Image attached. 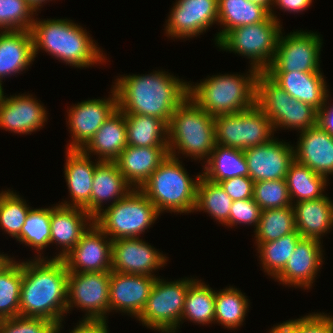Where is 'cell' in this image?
I'll return each instance as SVG.
<instances>
[{
    "instance_id": "obj_41",
    "label": "cell",
    "mask_w": 333,
    "mask_h": 333,
    "mask_svg": "<svg viewBox=\"0 0 333 333\" xmlns=\"http://www.w3.org/2000/svg\"><path fill=\"white\" fill-rule=\"evenodd\" d=\"M51 208L30 209L25 223L21 229V236L17 240L27 246L40 251L50 245V226Z\"/></svg>"
},
{
    "instance_id": "obj_46",
    "label": "cell",
    "mask_w": 333,
    "mask_h": 333,
    "mask_svg": "<svg viewBox=\"0 0 333 333\" xmlns=\"http://www.w3.org/2000/svg\"><path fill=\"white\" fill-rule=\"evenodd\" d=\"M261 215L260 206L253 198L233 201L229 213V221L226 226H235L237 224L254 225L255 230L258 227Z\"/></svg>"
},
{
    "instance_id": "obj_49",
    "label": "cell",
    "mask_w": 333,
    "mask_h": 333,
    "mask_svg": "<svg viewBox=\"0 0 333 333\" xmlns=\"http://www.w3.org/2000/svg\"><path fill=\"white\" fill-rule=\"evenodd\" d=\"M106 320H81L70 333H109Z\"/></svg>"
},
{
    "instance_id": "obj_5",
    "label": "cell",
    "mask_w": 333,
    "mask_h": 333,
    "mask_svg": "<svg viewBox=\"0 0 333 333\" xmlns=\"http://www.w3.org/2000/svg\"><path fill=\"white\" fill-rule=\"evenodd\" d=\"M215 144L214 117L187 97L168 123L169 155L177 158L176 153H181L194 160H207Z\"/></svg>"
},
{
    "instance_id": "obj_43",
    "label": "cell",
    "mask_w": 333,
    "mask_h": 333,
    "mask_svg": "<svg viewBox=\"0 0 333 333\" xmlns=\"http://www.w3.org/2000/svg\"><path fill=\"white\" fill-rule=\"evenodd\" d=\"M34 12L26 0H0V30L30 31Z\"/></svg>"
},
{
    "instance_id": "obj_37",
    "label": "cell",
    "mask_w": 333,
    "mask_h": 333,
    "mask_svg": "<svg viewBox=\"0 0 333 333\" xmlns=\"http://www.w3.org/2000/svg\"><path fill=\"white\" fill-rule=\"evenodd\" d=\"M235 287L215 291V321L227 329L240 327L248 310V299Z\"/></svg>"
},
{
    "instance_id": "obj_33",
    "label": "cell",
    "mask_w": 333,
    "mask_h": 333,
    "mask_svg": "<svg viewBox=\"0 0 333 333\" xmlns=\"http://www.w3.org/2000/svg\"><path fill=\"white\" fill-rule=\"evenodd\" d=\"M127 145L134 147H168V125L161 119L125 114Z\"/></svg>"
},
{
    "instance_id": "obj_29",
    "label": "cell",
    "mask_w": 333,
    "mask_h": 333,
    "mask_svg": "<svg viewBox=\"0 0 333 333\" xmlns=\"http://www.w3.org/2000/svg\"><path fill=\"white\" fill-rule=\"evenodd\" d=\"M126 147L125 114L117 108L81 150L99 155L100 161H114Z\"/></svg>"
},
{
    "instance_id": "obj_13",
    "label": "cell",
    "mask_w": 333,
    "mask_h": 333,
    "mask_svg": "<svg viewBox=\"0 0 333 333\" xmlns=\"http://www.w3.org/2000/svg\"><path fill=\"white\" fill-rule=\"evenodd\" d=\"M111 272H69L67 313L73 307L85 310L84 320H107L110 312Z\"/></svg>"
},
{
    "instance_id": "obj_26",
    "label": "cell",
    "mask_w": 333,
    "mask_h": 333,
    "mask_svg": "<svg viewBox=\"0 0 333 333\" xmlns=\"http://www.w3.org/2000/svg\"><path fill=\"white\" fill-rule=\"evenodd\" d=\"M265 73L292 98L312 106L317 111L323 106L329 92L321 71Z\"/></svg>"
},
{
    "instance_id": "obj_55",
    "label": "cell",
    "mask_w": 333,
    "mask_h": 333,
    "mask_svg": "<svg viewBox=\"0 0 333 333\" xmlns=\"http://www.w3.org/2000/svg\"><path fill=\"white\" fill-rule=\"evenodd\" d=\"M12 258H9L7 254L0 253V269H2Z\"/></svg>"
},
{
    "instance_id": "obj_28",
    "label": "cell",
    "mask_w": 333,
    "mask_h": 333,
    "mask_svg": "<svg viewBox=\"0 0 333 333\" xmlns=\"http://www.w3.org/2000/svg\"><path fill=\"white\" fill-rule=\"evenodd\" d=\"M133 187L126 181L114 161H100L95 167L91 191V216L102 210V203L111 200L110 205L125 197Z\"/></svg>"
},
{
    "instance_id": "obj_23",
    "label": "cell",
    "mask_w": 333,
    "mask_h": 333,
    "mask_svg": "<svg viewBox=\"0 0 333 333\" xmlns=\"http://www.w3.org/2000/svg\"><path fill=\"white\" fill-rule=\"evenodd\" d=\"M66 154L64 175L72 201H64L61 205L82 208L91 215L93 176L100 160L90 161V156L81 149H67Z\"/></svg>"
},
{
    "instance_id": "obj_51",
    "label": "cell",
    "mask_w": 333,
    "mask_h": 333,
    "mask_svg": "<svg viewBox=\"0 0 333 333\" xmlns=\"http://www.w3.org/2000/svg\"><path fill=\"white\" fill-rule=\"evenodd\" d=\"M312 0H273L272 4L279 6V8L288 12H300L305 9L308 10Z\"/></svg>"
},
{
    "instance_id": "obj_8",
    "label": "cell",
    "mask_w": 333,
    "mask_h": 333,
    "mask_svg": "<svg viewBox=\"0 0 333 333\" xmlns=\"http://www.w3.org/2000/svg\"><path fill=\"white\" fill-rule=\"evenodd\" d=\"M255 104L270 119L273 129L284 127L304 131L317 125L318 111L292 98L265 72L256 77Z\"/></svg>"
},
{
    "instance_id": "obj_35",
    "label": "cell",
    "mask_w": 333,
    "mask_h": 333,
    "mask_svg": "<svg viewBox=\"0 0 333 333\" xmlns=\"http://www.w3.org/2000/svg\"><path fill=\"white\" fill-rule=\"evenodd\" d=\"M188 319L193 323L209 324L215 319V290L195 279L188 287L182 320Z\"/></svg>"
},
{
    "instance_id": "obj_24",
    "label": "cell",
    "mask_w": 333,
    "mask_h": 333,
    "mask_svg": "<svg viewBox=\"0 0 333 333\" xmlns=\"http://www.w3.org/2000/svg\"><path fill=\"white\" fill-rule=\"evenodd\" d=\"M297 148H294L295 160L322 176L333 174V136H330L318 124L299 132Z\"/></svg>"
},
{
    "instance_id": "obj_54",
    "label": "cell",
    "mask_w": 333,
    "mask_h": 333,
    "mask_svg": "<svg viewBox=\"0 0 333 333\" xmlns=\"http://www.w3.org/2000/svg\"><path fill=\"white\" fill-rule=\"evenodd\" d=\"M33 8L34 10L37 12V10L39 9V7L42 6V4H44L45 2L49 1V0H26ZM51 1V0H50ZM44 2V3H43Z\"/></svg>"
},
{
    "instance_id": "obj_2",
    "label": "cell",
    "mask_w": 333,
    "mask_h": 333,
    "mask_svg": "<svg viewBox=\"0 0 333 333\" xmlns=\"http://www.w3.org/2000/svg\"><path fill=\"white\" fill-rule=\"evenodd\" d=\"M189 82L153 71L146 75H126L116 79L118 109L124 114L154 116L167 125L176 108L188 97Z\"/></svg>"
},
{
    "instance_id": "obj_40",
    "label": "cell",
    "mask_w": 333,
    "mask_h": 333,
    "mask_svg": "<svg viewBox=\"0 0 333 333\" xmlns=\"http://www.w3.org/2000/svg\"><path fill=\"white\" fill-rule=\"evenodd\" d=\"M296 230L293 206L261 210L258 227L254 231L255 243L277 240Z\"/></svg>"
},
{
    "instance_id": "obj_16",
    "label": "cell",
    "mask_w": 333,
    "mask_h": 333,
    "mask_svg": "<svg viewBox=\"0 0 333 333\" xmlns=\"http://www.w3.org/2000/svg\"><path fill=\"white\" fill-rule=\"evenodd\" d=\"M111 93V97L107 99H89L71 106L67 113L73 141L67 149H82L118 108L114 88Z\"/></svg>"
},
{
    "instance_id": "obj_42",
    "label": "cell",
    "mask_w": 333,
    "mask_h": 333,
    "mask_svg": "<svg viewBox=\"0 0 333 333\" xmlns=\"http://www.w3.org/2000/svg\"><path fill=\"white\" fill-rule=\"evenodd\" d=\"M30 209L26 201L16 192L9 189L2 191L0 193V227L2 230L18 240Z\"/></svg>"
},
{
    "instance_id": "obj_3",
    "label": "cell",
    "mask_w": 333,
    "mask_h": 333,
    "mask_svg": "<svg viewBox=\"0 0 333 333\" xmlns=\"http://www.w3.org/2000/svg\"><path fill=\"white\" fill-rule=\"evenodd\" d=\"M68 19L34 20L31 28L34 57L44 50L66 65L86 68L106 59L86 29Z\"/></svg>"
},
{
    "instance_id": "obj_4",
    "label": "cell",
    "mask_w": 333,
    "mask_h": 333,
    "mask_svg": "<svg viewBox=\"0 0 333 333\" xmlns=\"http://www.w3.org/2000/svg\"><path fill=\"white\" fill-rule=\"evenodd\" d=\"M248 71L247 77L245 74H218L196 83V86L189 83L188 97L212 117L248 110L255 105L259 73L253 67Z\"/></svg>"
},
{
    "instance_id": "obj_20",
    "label": "cell",
    "mask_w": 333,
    "mask_h": 333,
    "mask_svg": "<svg viewBox=\"0 0 333 333\" xmlns=\"http://www.w3.org/2000/svg\"><path fill=\"white\" fill-rule=\"evenodd\" d=\"M156 278V276L124 274L111 271L110 311L119 310L137 318L150 296Z\"/></svg>"
},
{
    "instance_id": "obj_21",
    "label": "cell",
    "mask_w": 333,
    "mask_h": 333,
    "mask_svg": "<svg viewBox=\"0 0 333 333\" xmlns=\"http://www.w3.org/2000/svg\"><path fill=\"white\" fill-rule=\"evenodd\" d=\"M321 241L302 237L284 269L274 278L284 285L310 289L323 262Z\"/></svg>"
},
{
    "instance_id": "obj_45",
    "label": "cell",
    "mask_w": 333,
    "mask_h": 333,
    "mask_svg": "<svg viewBox=\"0 0 333 333\" xmlns=\"http://www.w3.org/2000/svg\"><path fill=\"white\" fill-rule=\"evenodd\" d=\"M61 324L44 318L18 316L1 319L0 333H60Z\"/></svg>"
},
{
    "instance_id": "obj_25",
    "label": "cell",
    "mask_w": 333,
    "mask_h": 333,
    "mask_svg": "<svg viewBox=\"0 0 333 333\" xmlns=\"http://www.w3.org/2000/svg\"><path fill=\"white\" fill-rule=\"evenodd\" d=\"M168 156V147L127 145L114 162L126 181L139 189Z\"/></svg>"
},
{
    "instance_id": "obj_15",
    "label": "cell",
    "mask_w": 333,
    "mask_h": 333,
    "mask_svg": "<svg viewBox=\"0 0 333 333\" xmlns=\"http://www.w3.org/2000/svg\"><path fill=\"white\" fill-rule=\"evenodd\" d=\"M175 4L166 22L167 36L191 38L218 23V0H178Z\"/></svg>"
},
{
    "instance_id": "obj_22",
    "label": "cell",
    "mask_w": 333,
    "mask_h": 333,
    "mask_svg": "<svg viewBox=\"0 0 333 333\" xmlns=\"http://www.w3.org/2000/svg\"><path fill=\"white\" fill-rule=\"evenodd\" d=\"M93 222L94 218L82 208L61 204L52 206L50 244L58 243L62 247V252L54 256V259H63Z\"/></svg>"
},
{
    "instance_id": "obj_34",
    "label": "cell",
    "mask_w": 333,
    "mask_h": 333,
    "mask_svg": "<svg viewBox=\"0 0 333 333\" xmlns=\"http://www.w3.org/2000/svg\"><path fill=\"white\" fill-rule=\"evenodd\" d=\"M327 179L294 160L290 164L285 177L291 201L295 197L296 202L324 197L325 195L322 192L326 189Z\"/></svg>"
},
{
    "instance_id": "obj_53",
    "label": "cell",
    "mask_w": 333,
    "mask_h": 333,
    "mask_svg": "<svg viewBox=\"0 0 333 333\" xmlns=\"http://www.w3.org/2000/svg\"><path fill=\"white\" fill-rule=\"evenodd\" d=\"M250 2H252L253 4H256V5H259V6H263L265 7L269 12H270V15L275 19V20H279L277 19V16L275 15V13L273 12V9H272V2L273 0H248Z\"/></svg>"
},
{
    "instance_id": "obj_7",
    "label": "cell",
    "mask_w": 333,
    "mask_h": 333,
    "mask_svg": "<svg viewBox=\"0 0 333 333\" xmlns=\"http://www.w3.org/2000/svg\"><path fill=\"white\" fill-rule=\"evenodd\" d=\"M160 213L140 189L133 188L125 197L103 209L94 223L114 241L139 238L150 228ZM143 232V233H142Z\"/></svg>"
},
{
    "instance_id": "obj_30",
    "label": "cell",
    "mask_w": 333,
    "mask_h": 333,
    "mask_svg": "<svg viewBox=\"0 0 333 333\" xmlns=\"http://www.w3.org/2000/svg\"><path fill=\"white\" fill-rule=\"evenodd\" d=\"M333 201L326 195L316 200L292 203L296 229L301 237L321 241L325 233L333 227Z\"/></svg>"
},
{
    "instance_id": "obj_12",
    "label": "cell",
    "mask_w": 333,
    "mask_h": 333,
    "mask_svg": "<svg viewBox=\"0 0 333 333\" xmlns=\"http://www.w3.org/2000/svg\"><path fill=\"white\" fill-rule=\"evenodd\" d=\"M320 35L303 30L283 37L281 32L275 56L264 72H317L320 71Z\"/></svg>"
},
{
    "instance_id": "obj_10",
    "label": "cell",
    "mask_w": 333,
    "mask_h": 333,
    "mask_svg": "<svg viewBox=\"0 0 333 333\" xmlns=\"http://www.w3.org/2000/svg\"><path fill=\"white\" fill-rule=\"evenodd\" d=\"M195 279L166 282L157 276L146 304L137 317L143 326L161 333H175L184 310L185 296Z\"/></svg>"
},
{
    "instance_id": "obj_27",
    "label": "cell",
    "mask_w": 333,
    "mask_h": 333,
    "mask_svg": "<svg viewBox=\"0 0 333 333\" xmlns=\"http://www.w3.org/2000/svg\"><path fill=\"white\" fill-rule=\"evenodd\" d=\"M34 58L31 31L0 30V90L3 78L28 69Z\"/></svg>"
},
{
    "instance_id": "obj_9",
    "label": "cell",
    "mask_w": 333,
    "mask_h": 333,
    "mask_svg": "<svg viewBox=\"0 0 333 333\" xmlns=\"http://www.w3.org/2000/svg\"><path fill=\"white\" fill-rule=\"evenodd\" d=\"M279 22L270 15L260 23L232 29L217 42V46L224 51L251 58V67L264 72L275 56L282 30Z\"/></svg>"
},
{
    "instance_id": "obj_47",
    "label": "cell",
    "mask_w": 333,
    "mask_h": 333,
    "mask_svg": "<svg viewBox=\"0 0 333 333\" xmlns=\"http://www.w3.org/2000/svg\"><path fill=\"white\" fill-rule=\"evenodd\" d=\"M219 184L233 201L253 198L254 181L249 176H236Z\"/></svg>"
},
{
    "instance_id": "obj_17",
    "label": "cell",
    "mask_w": 333,
    "mask_h": 333,
    "mask_svg": "<svg viewBox=\"0 0 333 333\" xmlns=\"http://www.w3.org/2000/svg\"><path fill=\"white\" fill-rule=\"evenodd\" d=\"M166 262L167 257L143 239L120 238L112 241L111 271L155 276L153 271L163 267Z\"/></svg>"
},
{
    "instance_id": "obj_32",
    "label": "cell",
    "mask_w": 333,
    "mask_h": 333,
    "mask_svg": "<svg viewBox=\"0 0 333 333\" xmlns=\"http://www.w3.org/2000/svg\"><path fill=\"white\" fill-rule=\"evenodd\" d=\"M204 163L202 176L215 183L236 176H249L246 157L241 149L215 144Z\"/></svg>"
},
{
    "instance_id": "obj_14",
    "label": "cell",
    "mask_w": 333,
    "mask_h": 333,
    "mask_svg": "<svg viewBox=\"0 0 333 333\" xmlns=\"http://www.w3.org/2000/svg\"><path fill=\"white\" fill-rule=\"evenodd\" d=\"M107 237L93 222L62 259L68 272H111L112 240Z\"/></svg>"
},
{
    "instance_id": "obj_44",
    "label": "cell",
    "mask_w": 333,
    "mask_h": 333,
    "mask_svg": "<svg viewBox=\"0 0 333 333\" xmlns=\"http://www.w3.org/2000/svg\"><path fill=\"white\" fill-rule=\"evenodd\" d=\"M253 199L261 210L293 206L285 179L254 182Z\"/></svg>"
},
{
    "instance_id": "obj_31",
    "label": "cell",
    "mask_w": 333,
    "mask_h": 333,
    "mask_svg": "<svg viewBox=\"0 0 333 333\" xmlns=\"http://www.w3.org/2000/svg\"><path fill=\"white\" fill-rule=\"evenodd\" d=\"M270 12L248 0H218V23L223 25L215 45L230 30L265 21Z\"/></svg>"
},
{
    "instance_id": "obj_11",
    "label": "cell",
    "mask_w": 333,
    "mask_h": 333,
    "mask_svg": "<svg viewBox=\"0 0 333 333\" xmlns=\"http://www.w3.org/2000/svg\"><path fill=\"white\" fill-rule=\"evenodd\" d=\"M214 125L216 144L221 146L245 150L274 137L270 119L256 104L236 114L215 116Z\"/></svg>"
},
{
    "instance_id": "obj_50",
    "label": "cell",
    "mask_w": 333,
    "mask_h": 333,
    "mask_svg": "<svg viewBox=\"0 0 333 333\" xmlns=\"http://www.w3.org/2000/svg\"><path fill=\"white\" fill-rule=\"evenodd\" d=\"M328 98L329 94L326 95L324 104L318 111L317 124L330 136H333V105L327 106Z\"/></svg>"
},
{
    "instance_id": "obj_39",
    "label": "cell",
    "mask_w": 333,
    "mask_h": 333,
    "mask_svg": "<svg viewBox=\"0 0 333 333\" xmlns=\"http://www.w3.org/2000/svg\"><path fill=\"white\" fill-rule=\"evenodd\" d=\"M22 262L13 258L0 269V320L19 316Z\"/></svg>"
},
{
    "instance_id": "obj_38",
    "label": "cell",
    "mask_w": 333,
    "mask_h": 333,
    "mask_svg": "<svg viewBox=\"0 0 333 333\" xmlns=\"http://www.w3.org/2000/svg\"><path fill=\"white\" fill-rule=\"evenodd\" d=\"M301 238L300 233L296 230L277 240L257 243L259 258L262 261L263 269H265L264 272L266 271L275 278L286 266Z\"/></svg>"
},
{
    "instance_id": "obj_6",
    "label": "cell",
    "mask_w": 333,
    "mask_h": 333,
    "mask_svg": "<svg viewBox=\"0 0 333 333\" xmlns=\"http://www.w3.org/2000/svg\"><path fill=\"white\" fill-rule=\"evenodd\" d=\"M180 163L178 157L169 155L139 188L159 213L165 210L180 214L194 212L202 174L192 179Z\"/></svg>"
},
{
    "instance_id": "obj_1",
    "label": "cell",
    "mask_w": 333,
    "mask_h": 333,
    "mask_svg": "<svg viewBox=\"0 0 333 333\" xmlns=\"http://www.w3.org/2000/svg\"><path fill=\"white\" fill-rule=\"evenodd\" d=\"M68 270L62 259L22 262L19 316L59 324L67 313Z\"/></svg>"
},
{
    "instance_id": "obj_48",
    "label": "cell",
    "mask_w": 333,
    "mask_h": 333,
    "mask_svg": "<svg viewBox=\"0 0 333 333\" xmlns=\"http://www.w3.org/2000/svg\"><path fill=\"white\" fill-rule=\"evenodd\" d=\"M299 333H333V316L313 313L299 318Z\"/></svg>"
},
{
    "instance_id": "obj_52",
    "label": "cell",
    "mask_w": 333,
    "mask_h": 333,
    "mask_svg": "<svg viewBox=\"0 0 333 333\" xmlns=\"http://www.w3.org/2000/svg\"><path fill=\"white\" fill-rule=\"evenodd\" d=\"M270 333H299V318L289 321L287 320L272 327Z\"/></svg>"
},
{
    "instance_id": "obj_18",
    "label": "cell",
    "mask_w": 333,
    "mask_h": 333,
    "mask_svg": "<svg viewBox=\"0 0 333 333\" xmlns=\"http://www.w3.org/2000/svg\"><path fill=\"white\" fill-rule=\"evenodd\" d=\"M294 147L289 143L272 139L270 142L243 150L254 181L285 179L290 164L295 160Z\"/></svg>"
},
{
    "instance_id": "obj_19",
    "label": "cell",
    "mask_w": 333,
    "mask_h": 333,
    "mask_svg": "<svg viewBox=\"0 0 333 333\" xmlns=\"http://www.w3.org/2000/svg\"><path fill=\"white\" fill-rule=\"evenodd\" d=\"M47 112L32 95L6 98L0 90V128L18 134H31L47 121Z\"/></svg>"
},
{
    "instance_id": "obj_36",
    "label": "cell",
    "mask_w": 333,
    "mask_h": 333,
    "mask_svg": "<svg viewBox=\"0 0 333 333\" xmlns=\"http://www.w3.org/2000/svg\"><path fill=\"white\" fill-rule=\"evenodd\" d=\"M233 200L219 183H215L201 176L198 186L194 211H204L222 225L229 221V213Z\"/></svg>"
}]
</instances>
